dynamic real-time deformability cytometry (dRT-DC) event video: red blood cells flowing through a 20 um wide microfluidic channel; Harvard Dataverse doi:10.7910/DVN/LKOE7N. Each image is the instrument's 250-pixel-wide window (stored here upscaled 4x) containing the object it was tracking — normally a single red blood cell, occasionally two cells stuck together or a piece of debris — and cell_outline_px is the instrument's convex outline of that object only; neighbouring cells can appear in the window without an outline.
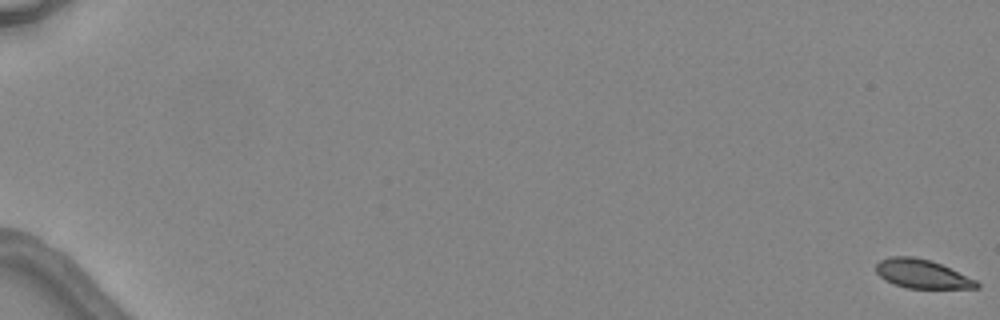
{"species": "common noctule bat (a hibernating species)", "species_latin": "Nyctalus noctula", "temperature_condition": "warm", "stored_images_in_passage": 6, "camera_frame_rate_fps": 3000, "um_per_image_px": 0.085, "animal": {"sex": "female", "body_mass_g": 24.6, "forearm_length_mm": 56.2}, "frame": {"image": 1, "passage_image": 1, "time_ms": 0.0, "image_size_px": [1000, 320], "cell_outline_px": [[980, 288], [908, 288], [892, 284], [884, 280], [876, 272], [876, 264], [880, 260], [888, 256], [912, 256], [932, 260], [976, 280], [980, 284]], "centroid_in_image_um": [78.34, 23.27], "position_along_channel_um": 6.7, "area_um2": 16.99}}
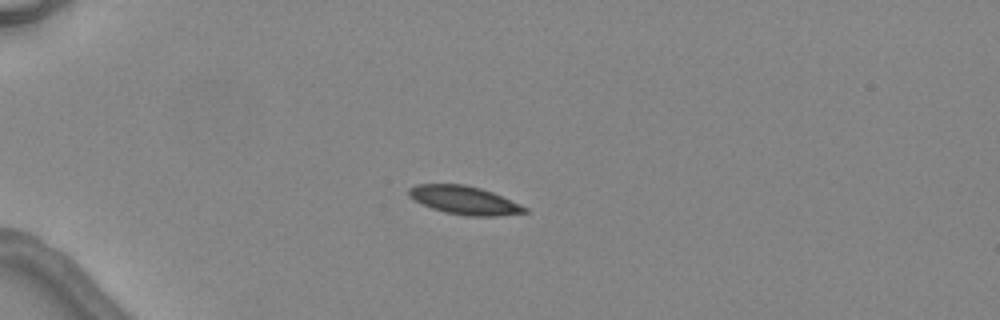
{"frame": {"image": 2, "passage_image": 5, "time_ms": 5.0, "image_size_px": [1000, 320], "cell_outline_px": [[528, 212], [496, 216], [468, 216], [444, 212], [420, 204], [408, 196], [408, 188], [416, 184], [464, 184], [480, 188], [492, 192], [520, 204], [528, 208]], "centroid_in_image_um": [39.43, 17.02], "position_along_channel_um": 45.6, "area_um2": 19.19}}